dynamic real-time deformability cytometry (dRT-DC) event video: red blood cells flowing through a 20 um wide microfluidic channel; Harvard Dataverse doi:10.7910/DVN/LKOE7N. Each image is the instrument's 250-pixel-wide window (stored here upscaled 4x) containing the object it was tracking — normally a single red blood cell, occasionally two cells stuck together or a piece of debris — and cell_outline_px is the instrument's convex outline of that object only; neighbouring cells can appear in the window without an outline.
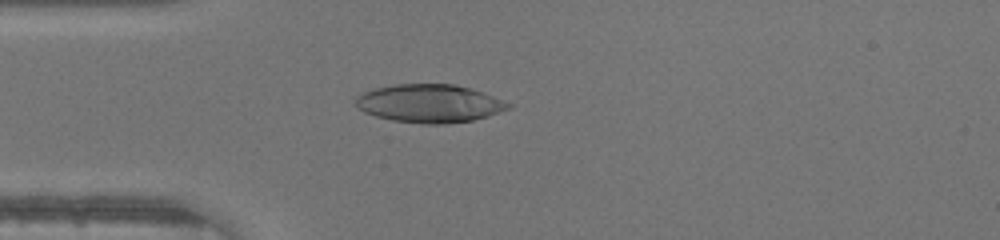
{"species": "human", "species_latin": "Homo sapiens", "temperature_condition": "warm", "stored_images_in_passage": 46, "camera_frame_rate_fps": 3000, "um_per_image_px": 0.085, "donor": {"sex": "male"}, "frame": {"image": 1, "passage_image": 13, "time_ms": 4.0, "image_size_px": [1000, 240], "cell_outline_px": [[512, 108], [500, 112], [472, 120], [444, 124], [420, 124], [392, 120], [376, 116], [364, 112], [356, 108], [352, 104], [352, 100], [356, 96], [364, 92], [376, 88], [396, 84], [452, 84], [468, 88], [492, 96], [512, 104]], "centroid_in_image_um": [36.43, 8.8], "position_along_channel_um": 48.6, "area_um2": 33.99}}
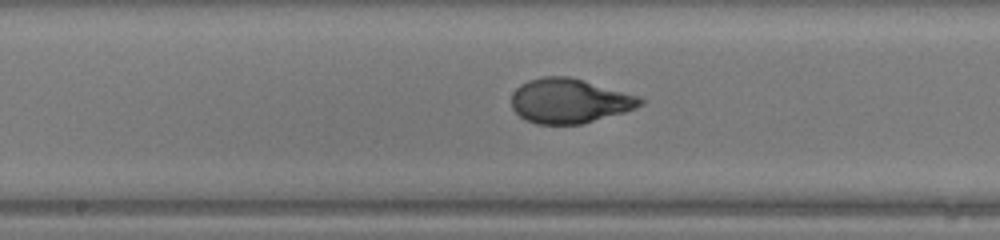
{"frame": {"image": 2, "passage_image": 24, "time_ms": 7.667, "image_size_px": [1000, 240], "cell_outline_px": [[644, 104], [636, 108], [624, 112], [580, 124], [536, 124], [524, 120], [512, 108], [512, 92], [520, 84], [528, 80], [544, 76], [568, 76], [584, 80], [640, 96], [644, 100]], "centroid_in_image_um": [48.4, 8.57], "position_along_channel_um": 199.8, "area_um2": 33.58}}
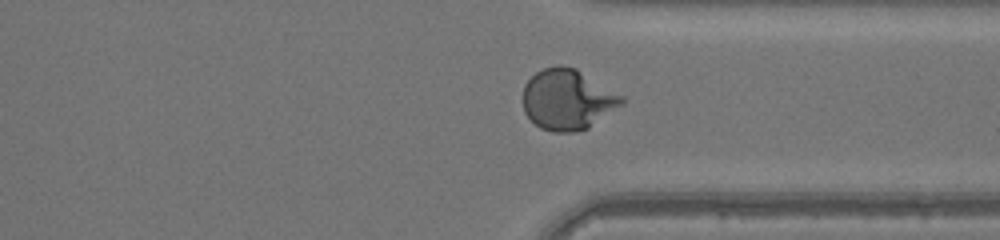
{"frame": {"image": 3, "passage_image": 35, "time_ms": 11.333, "image_size_px": [1000, 240], "cell_outline_px": [[624, 104], [588, 128], [572, 132], [552, 132], [540, 128], [524, 112], [524, 84], [536, 72], [544, 68], [560, 64], [576, 68], [624, 96]], "centroid_in_image_um": [48.26, 8.45], "position_along_channel_um": 363.1, "area_um2": 34.91}}